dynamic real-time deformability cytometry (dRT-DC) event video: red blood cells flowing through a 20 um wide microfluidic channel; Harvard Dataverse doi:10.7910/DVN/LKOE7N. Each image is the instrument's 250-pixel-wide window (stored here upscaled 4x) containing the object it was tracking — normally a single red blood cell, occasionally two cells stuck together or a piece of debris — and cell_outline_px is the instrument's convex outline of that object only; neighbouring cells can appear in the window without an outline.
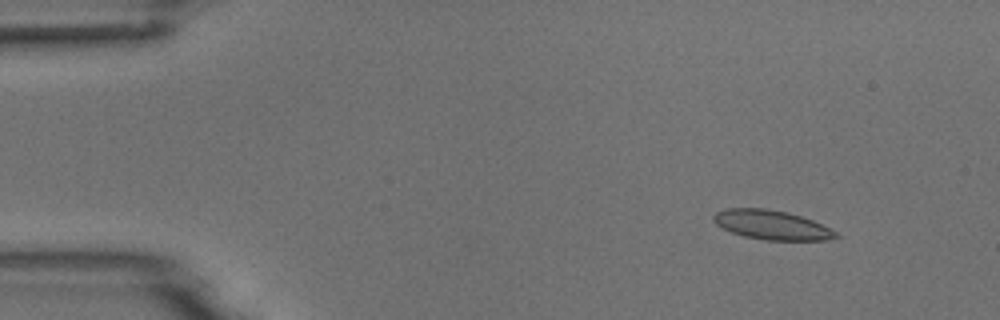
{"species": "common noctule bat (a hibernating species)", "species_latin": "Nyctalus noctula", "temperature_condition": "room temperature", "stored_images_in_passage": 3, "camera_frame_rate_fps": 3000, "um_per_image_px": 0.085, "animal": {"sex": "male", "body_mass_g": 18.8}, "frame": {"image": 1, "passage_image": 1, "time_ms": 0.0, "image_size_px": [1000, 320], "cell_outline_px": [[840, 236], [828, 240], [768, 240], [744, 236], [732, 232], [716, 224], [712, 220], [712, 216], [716, 212], [728, 208], [764, 208], [788, 212], [812, 220], [836, 232]], "centroid_in_image_um": [65.57, 19.11], "position_along_channel_um": 19.4, "area_um2": 20.69}}